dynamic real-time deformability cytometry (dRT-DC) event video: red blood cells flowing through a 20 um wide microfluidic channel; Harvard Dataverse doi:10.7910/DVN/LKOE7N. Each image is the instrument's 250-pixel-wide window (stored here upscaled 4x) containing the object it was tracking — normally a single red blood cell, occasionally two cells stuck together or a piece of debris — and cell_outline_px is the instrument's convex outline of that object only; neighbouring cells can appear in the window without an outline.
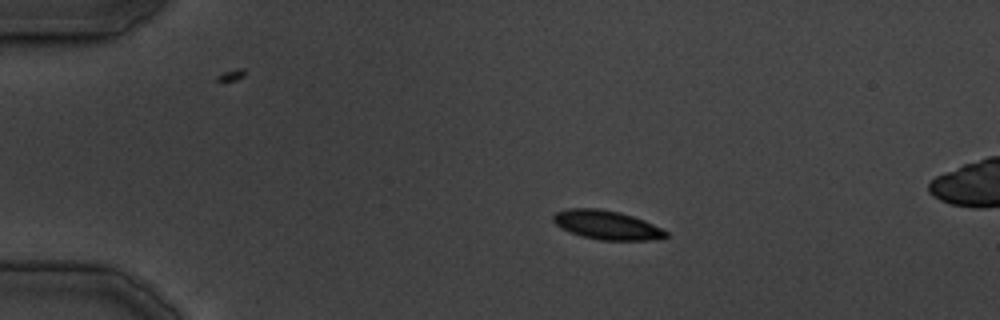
{"species": "common noctule bat (a hibernating species)", "species_latin": "Nyctalus noctula", "temperature_condition": "cold", "stored_images_in_passage": 14, "camera_frame_rate_fps": 3000, "um_per_image_px": 0.085, "animal": {"sex": "male", "body_mass_g": 19.5, "forearm_length_mm": 54.6}, "frame": {"image": 1, "passage_image": 3, "time_ms": 2.333, "image_size_px": [1000, 320], "cell_outline_px": [[668, 236], [664, 240], [600, 240], [584, 236], [560, 228], [552, 220], [552, 216], [556, 212], [568, 208], [600, 208], [620, 212], [644, 220], [668, 232]], "centroid_in_image_um": [51.6, 19.12], "position_along_channel_um": 33.4, "area_um2": 19.07}}
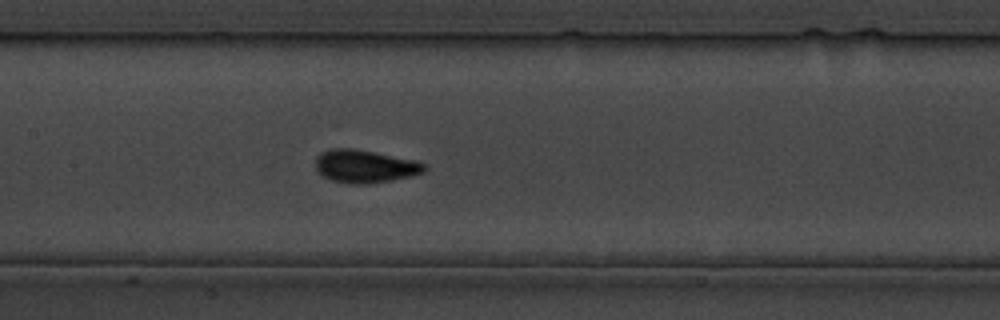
{"frame": {"image": 2, "passage_image": 14, "time_ms": 16.0, "image_size_px": [1000, 320], "cell_outline_px": [[428, 168], [424, 172], [412, 176], [392, 180], [368, 184], [348, 184], [332, 180], [324, 176], [316, 168], [316, 156], [320, 152], [332, 148], [352, 148], [420, 160], [428, 164]], "centroid_in_image_um": [31.09, 14.13], "position_along_channel_um": 176.3, "area_um2": 21.27}}